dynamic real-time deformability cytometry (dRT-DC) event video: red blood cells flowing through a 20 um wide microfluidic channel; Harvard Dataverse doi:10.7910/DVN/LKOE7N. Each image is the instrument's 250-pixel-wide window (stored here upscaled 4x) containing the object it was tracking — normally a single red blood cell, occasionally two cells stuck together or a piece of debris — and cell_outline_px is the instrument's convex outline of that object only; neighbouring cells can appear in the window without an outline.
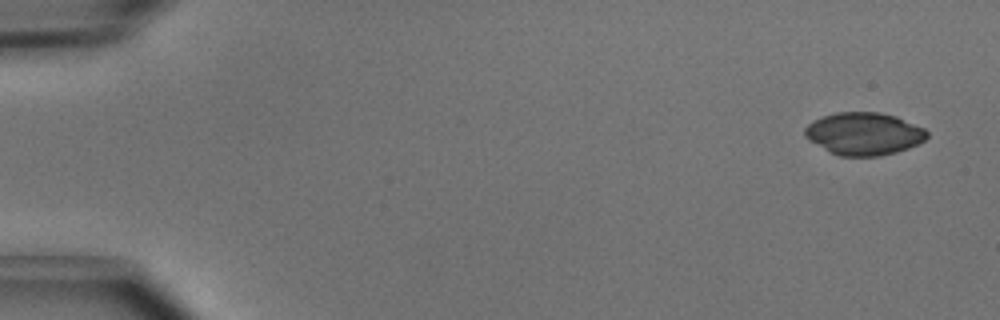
{"species": "common noctule bat (a hibernating species)", "species_latin": "Nyctalus noctula", "temperature_condition": "cold", "stored_images_in_passage": 5, "camera_frame_rate_fps": 3000, "um_per_image_px": 0.085, "animal": {"sex": "male", "body_mass_g": 15.6}, "frame": {"image": 1, "passage_image": 1, "time_ms": 0.0, "image_size_px": [1000, 320], "cell_outline_px": [[928, 136], [924, 140], [908, 148], [896, 152], [880, 156], [840, 156], [828, 152], [808, 140], [804, 136], [804, 128], [812, 120], [836, 112], [880, 112], [896, 116], [924, 128], [928, 132]], "centroid_in_image_um": [73.4, 11.37], "position_along_channel_um": 11.6, "area_um2": 30.46}}